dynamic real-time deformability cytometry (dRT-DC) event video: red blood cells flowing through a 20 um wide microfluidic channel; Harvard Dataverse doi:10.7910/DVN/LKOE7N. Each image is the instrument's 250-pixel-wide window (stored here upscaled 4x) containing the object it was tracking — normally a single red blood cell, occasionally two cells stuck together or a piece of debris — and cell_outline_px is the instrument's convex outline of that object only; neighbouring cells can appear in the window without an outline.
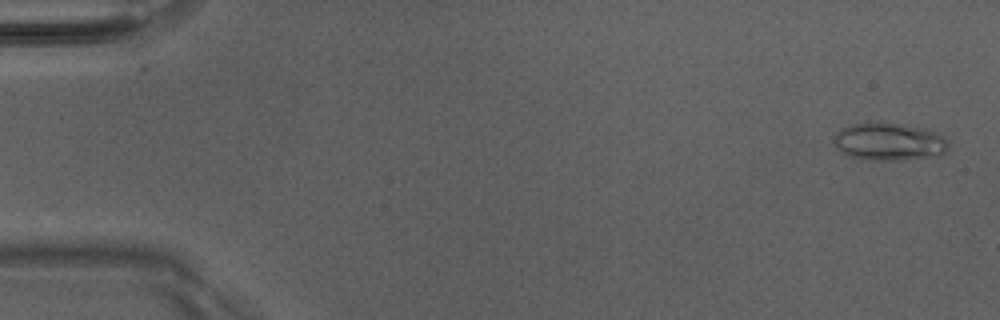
{"species": "Egyptian fruit bat (a non-hibernating species)", "species_latin": "Rousettus aegyptiacus", "temperature_condition": "room temperature", "stored_images_in_passage": 51, "camera_frame_rate_fps": 3000, "um_per_image_px": 0.085, "animal": {"sex": "male"}, "frame": {"image": 1, "passage_image": 2, "time_ms": 0.333, "image_size_px": [1000, 320], "cell_outline_px": [[948, 152], [940, 156], [904, 160], [868, 160], [848, 156], [836, 148], [832, 140], [836, 132], [840, 128], [848, 124], [880, 120], [904, 124], [924, 128], [936, 132], [944, 136], [948, 140]], "centroid_in_image_um": [75.57, 12.02], "position_along_channel_um": 9.4, "area_um2": 26.24}}
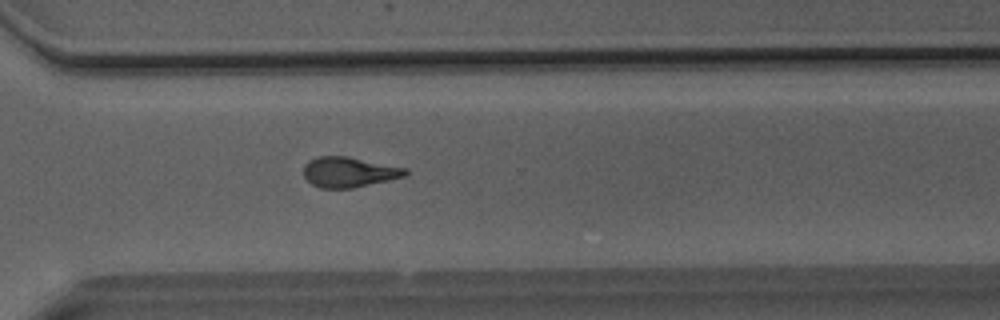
{"frame": {"image": 2, "passage_image": 37, "time_ms": 12.0, "image_size_px": [1000, 320], "cell_outline_px": [[408, 176], [352, 188], [320, 188], [312, 184], [304, 176], [304, 164], [308, 160], [316, 156], [348, 156], [408, 168]], "centroid_in_image_um": [29.68, 14.61], "position_along_channel_um": 340.9, "area_um2": 18.15}}
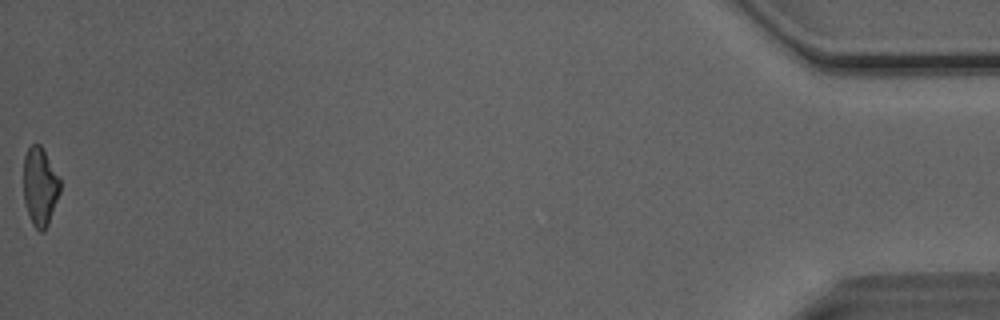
{"frame": {"image": 3, "passage_image": 51, "time_ms": 16.667, "image_size_px": [1000, 320], "cell_outline_px": [[60, 192], [48, 224], [44, 232], [40, 232], [32, 224], [24, 200], [24, 156], [28, 148], [32, 144], [40, 144], [60, 176]], "centroid_in_image_um": [3.41, 15.85], "position_along_channel_um": 431.8, "area_um2": 16.7}, "authors_computed_cell_mechanics": {"area_um2": 18.3804, "velocity_mm_per_s": 4.085, "shape_relaxation_time_tau1_ms": 10.7585, "shape_relaxation_time_tau2_ms": 2.6139, "deformation_change_tau1": 0.2739, "deformation_change_tau2": 0.1197}}